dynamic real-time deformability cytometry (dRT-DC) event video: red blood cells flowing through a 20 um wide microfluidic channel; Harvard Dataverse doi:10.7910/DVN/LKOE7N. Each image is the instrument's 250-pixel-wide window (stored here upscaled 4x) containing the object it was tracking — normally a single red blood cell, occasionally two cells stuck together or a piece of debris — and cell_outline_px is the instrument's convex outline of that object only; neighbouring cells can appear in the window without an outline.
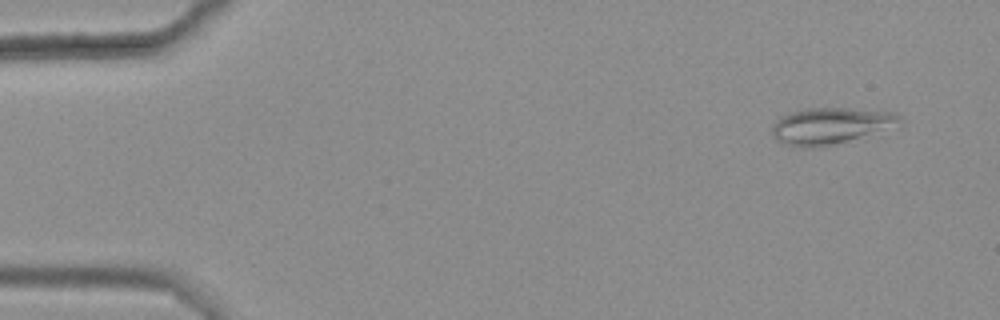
{"species": "common noctule bat (a hibernating species)", "species_latin": "Nyctalus noctula", "temperature_condition": "warm", "stored_images_in_passage": 49, "camera_frame_rate_fps": 3000, "um_per_image_px": 0.085, "animal": {"sex": "female", "body_mass_g": 25.1}, "frame": {"image": 1, "passage_image": 4, "time_ms": 1.0, "image_size_px": [1000, 320], "cell_outline_px": [[904, 124], [820, 148], [800, 148], [776, 140], [772, 136], [772, 124], [776, 120], [788, 112], [804, 108], [848, 108], [896, 112], [900, 116]], "centroid_in_image_um": [70.59, 10.69], "position_along_channel_um": 14.4, "area_um2": 27.34}}
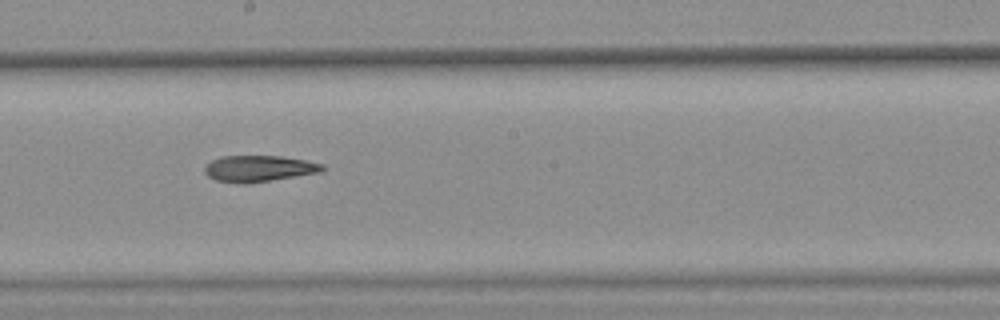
{"frame": {"image": 2, "passage_image": 31, "time_ms": 10.0, "image_size_px": [1000, 320], "cell_outline_px": [[324, 168], [320, 172], [244, 184], [216, 180], [208, 176], [204, 172], [204, 168], [212, 160], [220, 156], [280, 156], [304, 160], [324, 164]], "centroid_in_image_um": [21.97, 14.32], "position_along_channel_um": 226.2, "area_um2": 17.74}}
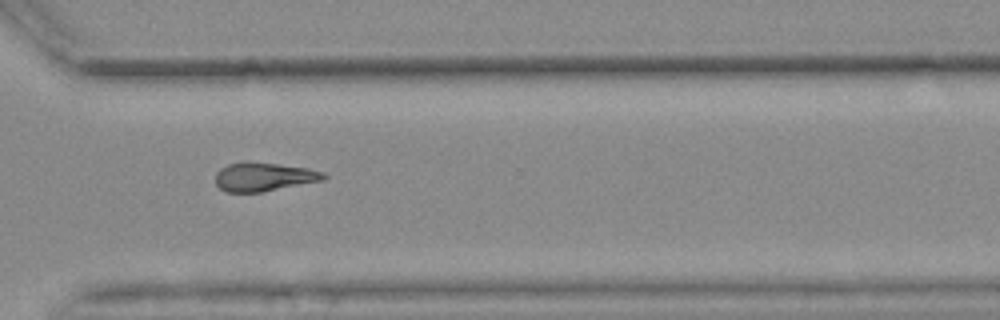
{"frame": {"image": 3, "passage_image": 41, "time_ms": 13.333, "image_size_px": [1000, 320], "cell_outline_px": [[328, 176], [324, 180], [264, 192], [228, 192], [220, 188], [216, 184], [216, 172], [220, 168], [228, 164], [276, 164], [308, 168], [324, 172]], "centroid_in_image_um": [22.48, 15.07], "position_along_channel_um": 348.1, "area_um2": 17.63}}